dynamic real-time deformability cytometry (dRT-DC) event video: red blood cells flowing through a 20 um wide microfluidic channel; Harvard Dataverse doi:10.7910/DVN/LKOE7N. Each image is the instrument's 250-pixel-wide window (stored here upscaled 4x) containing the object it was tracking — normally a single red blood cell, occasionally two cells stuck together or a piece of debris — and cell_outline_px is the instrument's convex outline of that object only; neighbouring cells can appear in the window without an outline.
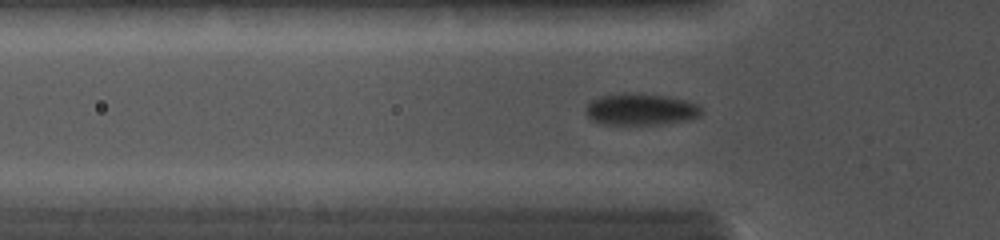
{"species": "common noctule bat (a hibernating species)", "species_latin": "Nyctalus noctula", "temperature_condition": "cold", "stored_images_in_passage": 58, "camera_frame_rate_fps": 5000, "um_per_image_px": 0.085, "animal": {"sex": "female", "body_mass_g": 19.0, "forearm_length_mm": 56.7}, "frame": {"image": 1, "passage_image": 20, "time_ms": 4.2, "image_size_px": [1000, 240], "cell_outline_px": [[704, 112], [700, 116], [688, 120], [664, 124], [600, 124], [592, 120], [584, 112], [588, 104], [592, 100], [600, 96], [616, 92], [640, 92], [664, 96], [684, 100], [700, 104]], "centroid_in_image_um": [54.47, 9.28], "position_along_channel_um": 71.3, "area_um2": 21.85}}
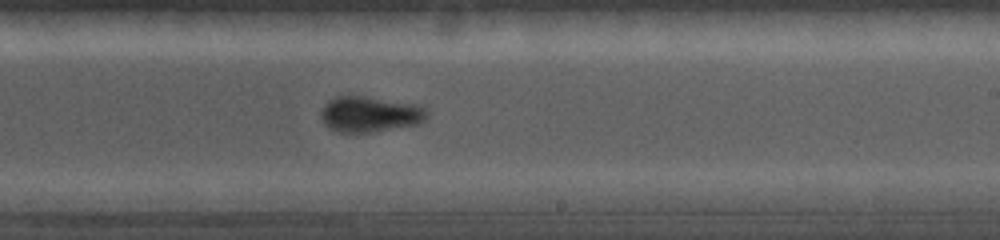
{"frame": {"image": 2, "passage_image": 33, "time_ms": 8.4, "image_size_px": [1000, 240], "cell_outline_px": [[428, 116], [420, 124], [372, 132], [340, 132], [328, 128], [324, 124], [320, 116], [320, 112], [324, 104], [328, 100], [336, 96], [348, 92], [416, 104], [424, 108], [428, 112]], "centroid_in_image_um": [31.4, 9.66], "position_along_channel_um": 257.6, "area_um2": 22.89}}
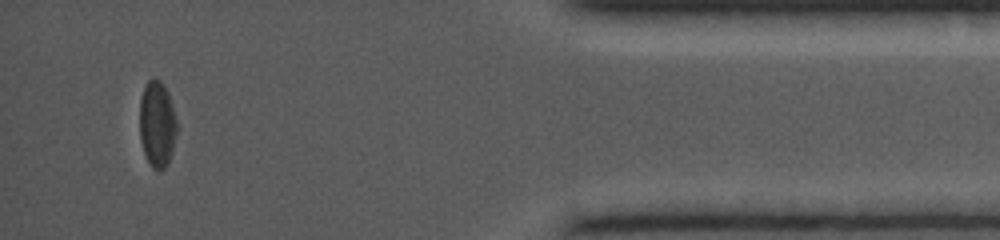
{"frame": {"image": 3, "passage_image": 53, "time_ms": 13.0, "image_size_px": [1000, 240], "cell_outline_px": [[176, 132], [172, 152], [164, 168], [160, 172], [152, 168], [144, 152], [140, 140], [140, 100], [144, 88], [148, 80], [152, 76], [160, 80], [164, 84], [168, 92], [176, 116]], "centroid_in_image_um": [13.35, 10.52], "position_along_channel_um": 421.8, "area_um2": 18.73}}